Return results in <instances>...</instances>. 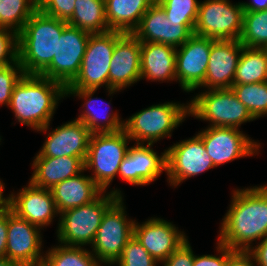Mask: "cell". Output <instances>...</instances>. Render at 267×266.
Listing matches in <instances>:
<instances>
[{"label": "cell", "instance_id": "1", "mask_svg": "<svg viewBox=\"0 0 267 266\" xmlns=\"http://www.w3.org/2000/svg\"><path fill=\"white\" fill-rule=\"evenodd\" d=\"M230 209L221 222L218 241L233 250H251L267 236V185L233 191Z\"/></svg>", "mask_w": 267, "mask_h": 266}, {"label": "cell", "instance_id": "2", "mask_svg": "<svg viewBox=\"0 0 267 266\" xmlns=\"http://www.w3.org/2000/svg\"><path fill=\"white\" fill-rule=\"evenodd\" d=\"M65 95L61 83L39 74H24L13 89L9 107L18 122L46 132L58 101Z\"/></svg>", "mask_w": 267, "mask_h": 266}, {"label": "cell", "instance_id": "3", "mask_svg": "<svg viewBox=\"0 0 267 266\" xmlns=\"http://www.w3.org/2000/svg\"><path fill=\"white\" fill-rule=\"evenodd\" d=\"M67 21L37 9L18 34V62L25 74H40L56 56L57 39Z\"/></svg>", "mask_w": 267, "mask_h": 266}, {"label": "cell", "instance_id": "4", "mask_svg": "<svg viewBox=\"0 0 267 266\" xmlns=\"http://www.w3.org/2000/svg\"><path fill=\"white\" fill-rule=\"evenodd\" d=\"M121 191L101 194L93 202L60 213L57 237L65 246L92 245L105 212L120 198Z\"/></svg>", "mask_w": 267, "mask_h": 266}, {"label": "cell", "instance_id": "5", "mask_svg": "<svg viewBox=\"0 0 267 266\" xmlns=\"http://www.w3.org/2000/svg\"><path fill=\"white\" fill-rule=\"evenodd\" d=\"M123 33L116 30L91 33L79 73L66 89H98L105 86L109 95L120 91L109 88V69L116 41Z\"/></svg>", "mask_w": 267, "mask_h": 266}, {"label": "cell", "instance_id": "6", "mask_svg": "<svg viewBox=\"0 0 267 266\" xmlns=\"http://www.w3.org/2000/svg\"><path fill=\"white\" fill-rule=\"evenodd\" d=\"M189 116L188 103L166 102L152 105L132 115L124 123V130L136 144H153L171 132ZM161 138V139H160Z\"/></svg>", "mask_w": 267, "mask_h": 266}, {"label": "cell", "instance_id": "7", "mask_svg": "<svg viewBox=\"0 0 267 266\" xmlns=\"http://www.w3.org/2000/svg\"><path fill=\"white\" fill-rule=\"evenodd\" d=\"M188 104L189 116L211 122V127L239 128L256 120L231 88L211 89L197 94Z\"/></svg>", "mask_w": 267, "mask_h": 266}, {"label": "cell", "instance_id": "8", "mask_svg": "<svg viewBox=\"0 0 267 266\" xmlns=\"http://www.w3.org/2000/svg\"><path fill=\"white\" fill-rule=\"evenodd\" d=\"M128 140L131 141L124 129L114 133H94L90 137L84 170H93L90 177L105 193L129 150Z\"/></svg>", "mask_w": 267, "mask_h": 266}, {"label": "cell", "instance_id": "9", "mask_svg": "<svg viewBox=\"0 0 267 266\" xmlns=\"http://www.w3.org/2000/svg\"><path fill=\"white\" fill-rule=\"evenodd\" d=\"M123 204V197H120L105 212L91 245V253L101 264H115L126 243L134 236L135 221L127 218Z\"/></svg>", "mask_w": 267, "mask_h": 266}, {"label": "cell", "instance_id": "10", "mask_svg": "<svg viewBox=\"0 0 267 266\" xmlns=\"http://www.w3.org/2000/svg\"><path fill=\"white\" fill-rule=\"evenodd\" d=\"M244 7L229 0L200 2L194 34L214 40H239L243 29Z\"/></svg>", "mask_w": 267, "mask_h": 266}, {"label": "cell", "instance_id": "11", "mask_svg": "<svg viewBox=\"0 0 267 266\" xmlns=\"http://www.w3.org/2000/svg\"><path fill=\"white\" fill-rule=\"evenodd\" d=\"M90 34L67 25L57 39L56 56L39 75L57 81L66 88L79 73Z\"/></svg>", "mask_w": 267, "mask_h": 266}, {"label": "cell", "instance_id": "12", "mask_svg": "<svg viewBox=\"0 0 267 266\" xmlns=\"http://www.w3.org/2000/svg\"><path fill=\"white\" fill-rule=\"evenodd\" d=\"M166 160L167 178L174 187L190 177L215 168L198 134L169 147L166 150Z\"/></svg>", "mask_w": 267, "mask_h": 266}, {"label": "cell", "instance_id": "13", "mask_svg": "<svg viewBox=\"0 0 267 266\" xmlns=\"http://www.w3.org/2000/svg\"><path fill=\"white\" fill-rule=\"evenodd\" d=\"M195 24L168 19L164 9L155 1L132 33L140 42L162 43L178 48L194 34Z\"/></svg>", "mask_w": 267, "mask_h": 266}, {"label": "cell", "instance_id": "14", "mask_svg": "<svg viewBox=\"0 0 267 266\" xmlns=\"http://www.w3.org/2000/svg\"><path fill=\"white\" fill-rule=\"evenodd\" d=\"M205 149L214 166L258 153L260 144L253 142L239 128L211 127L200 131ZM256 152V153H255Z\"/></svg>", "mask_w": 267, "mask_h": 266}, {"label": "cell", "instance_id": "15", "mask_svg": "<svg viewBox=\"0 0 267 266\" xmlns=\"http://www.w3.org/2000/svg\"><path fill=\"white\" fill-rule=\"evenodd\" d=\"M211 38L193 34L176 48V80L186 92H192L204 82L209 62Z\"/></svg>", "mask_w": 267, "mask_h": 266}, {"label": "cell", "instance_id": "16", "mask_svg": "<svg viewBox=\"0 0 267 266\" xmlns=\"http://www.w3.org/2000/svg\"><path fill=\"white\" fill-rule=\"evenodd\" d=\"M6 257L27 266H43L40 228L8 210Z\"/></svg>", "mask_w": 267, "mask_h": 266}, {"label": "cell", "instance_id": "17", "mask_svg": "<svg viewBox=\"0 0 267 266\" xmlns=\"http://www.w3.org/2000/svg\"><path fill=\"white\" fill-rule=\"evenodd\" d=\"M134 236L159 263H163L188 240L172 222L156 217L143 224L134 223Z\"/></svg>", "mask_w": 267, "mask_h": 266}, {"label": "cell", "instance_id": "18", "mask_svg": "<svg viewBox=\"0 0 267 266\" xmlns=\"http://www.w3.org/2000/svg\"><path fill=\"white\" fill-rule=\"evenodd\" d=\"M141 77V42L133 33H123L116 41L109 69V88L122 90Z\"/></svg>", "mask_w": 267, "mask_h": 266}, {"label": "cell", "instance_id": "19", "mask_svg": "<svg viewBox=\"0 0 267 266\" xmlns=\"http://www.w3.org/2000/svg\"><path fill=\"white\" fill-rule=\"evenodd\" d=\"M136 144L129 150L119 166V177L132 185H148L166 171V150L162 155L151 148L153 144Z\"/></svg>", "mask_w": 267, "mask_h": 266}, {"label": "cell", "instance_id": "20", "mask_svg": "<svg viewBox=\"0 0 267 266\" xmlns=\"http://www.w3.org/2000/svg\"><path fill=\"white\" fill-rule=\"evenodd\" d=\"M243 48L239 40L211 39L205 80L199 87L205 86L209 90L231 88Z\"/></svg>", "mask_w": 267, "mask_h": 266}, {"label": "cell", "instance_id": "21", "mask_svg": "<svg viewBox=\"0 0 267 266\" xmlns=\"http://www.w3.org/2000/svg\"><path fill=\"white\" fill-rule=\"evenodd\" d=\"M9 198V209L39 228L48 226L59 214L51 190L37 187L30 181L17 196L12 192Z\"/></svg>", "mask_w": 267, "mask_h": 266}, {"label": "cell", "instance_id": "22", "mask_svg": "<svg viewBox=\"0 0 267 266\" xmlns=\"http://www.w3.org/2000/svg\"><path fill=\"white\" fill-rule=\"evenodd\" d=\"M92 133L78 120L58 126L48 134L42 149L35 157H79L86 159L89 141Z\"/></svg>", "mask_w": 267, "mask_h": 266}, {"label": "cell", "instance_id": "23", "mask_svg": "<svg viewBox=\"0 0 267 266\" xmlns=\"http://www.w3.org/2000/svg\"><path fill=\"white\" fill-rule=\"evenodd\" d=\"M30 182L40 188L52 189L56 184L84 172V162L79 157H34Z\"/></svg>", "mask_w": 267, "mask_h": 266}, {"label": "cell", "instance_id": "24", "mask_svg": "<svg viewBox=\"0 0 267 266\" xmlns=\"http://www.w3.org/2000/svg\"><path fill=\"white\" fill-rule=\"evenodd\" d=\"M78 175L56 184L51 192L58 213L83 206L96 200L104 191L90 176Z\"/></svg>", "mask_w": 267, "mask_h": 266}, {"label": "cell", "instance_id": "25", "mask_svg": "<svg viewBox=\"0 0 267 266\" xmlns=\"http://www.w3.org/2000/svg\"><path fill=\"white\" fill-rule=\"evenodd\" d=\"M152 81L176 79V48L155 42H141V77Z\"/></svg>", "mask_w": 267, "mask_h": 266}, {"label": "cell", "instance_id": "26", "mask_svg": "<svg viewBox=\"0 0 267 266\" xmlns=\"http://www.w3.org/2000/svg\"><path fill=\"white\" fill-rule=\"evenodd\" d=\"M155 0H104L110 30L132 33Z\"/></svg>", "mask_w": 267, "mask_h": 266}, {"label": "cell", "instance_id": "27", "mask_svg": "<svg viewBox=\"0 0 267 266\" xmlns=\"http://www.w3.org/2000/svg\"><path fill=\"white\" fill-rule=\"evenodd\" d=\"M96 91L97 89H66V96L73 95L86 100L83 105V107L85 106L86 109L83 110L80 115H78L76 120L81 121L92 134L114 133L124 129L125 121L120 120L118 113L112 114L108 113V110H106L105 112L107 115H103L104 117L102 118V114L100 115V112H96L97 110L95 108L97 106L95 108L94 106L98 104L99 99H92V96ZM93 102L94 104H92ZM92 107L95 111L92 109Z\"/></svg>", "mask_w": 267, "mask_h": 266}, {"label": "cell", "instance_id": "28", "mask_svg": "<svg viewBox=\"0 0 267 266\" xmlns=\"http://www.w3.org/2000/svg\"><path fill=\"white\" fill-rule=\"evenodd\" d=\"M267 81V48L245 47L238 60L233 85Z\"/></svg>", "mask_w": 267, "mask_h": 266}, {"label": "cell", "instance_id": "29", "mask_svg": "<svg viewBox=\"0 0 267 266\" xmlns=\"http://www.w3.org/2000/svg\"><path fill=\"white\" fill-rule=\"evenodd\" d=\"M68 25L88 31L103 33L109 31L104 0H76Z\"/></svg>", "mask_w": 267, "mask_h": 266}, {"label": "cell", "instance_id": "30", "mask_svg": "<svg viewBox=\"0 0 267 266\" xmlns=\"http://www.w3.org/2000/svg\"><path fill=\"white\" fill-rule=\"evenodd\" d=\"M47 252L43 266H100L91 251L82 247L60 244Z\"/></svg>", "mask_w": 267, "mask_h": 266}, {"label": "cell", "instance_id": "31", "mask_svg": "<svg viewBox=\"0 0 267 266\" xmlns=\"http://www.w3.org/2000/svg\"><path fill=\"white\" fill-rule=\"evenodd\" d=\"M37 9L30 0H0V28L18 35Z\"/></svg>", "mask_w": 267, "mask_h": 266}, {"label": "cell", "instance_id": "32", "mask_svg": "<svg viewBox=\"0 0 267 266\" xmlns=\"http://www.w3.org/2000/svg\"><path fill=\"white\" fill-rule=\"evenodd\" d=\"M239 41L245 47L267 48V10L244 11Z\"/></svg>", "mask_w": 267, "mask_h": 266}, {"label": "cell", "instance_id": "33", "mask_svg": "<svg viewBox=\"0 0 267 266\" xmlns=\"http://www.w3.org/2000/svg\"><path fill=\"white\" fill-rule=\"evenodd\" d=\"M231 89L255 119L267 115V81L232 85Z\"/></svg>", "mask_w": 267, "mask_h": 266}, {"label": "cell", "instance_id": "34", "mask_svg": "<svg viewBox=\"0 0 267 266\" xmlns=\"http://www.w3.org/2000/svg\"><path fill=\"white\" fill-rule=\"evenodd\" d=\"M168 19L180 23H196L200 2L197 0H155Z\"/></svg>", "mask_w": 267, "mask_h": 266}, {"label": "cell", "instance_id": "35", "mask_svg": "<svg viewBox=\"0 0 267 266\" xmlns=\"http://www.w3.org/2000/svg\"><path fill=\"white\" fill-rule=\"evenodd\" d=\"M119 266H156L157 261L148 253L133 236L124 246L120 257L116 260Z\"/></svg>", "mask_w": 267, "mask_h": 266}, {"label": "cell", "instance_id": "36", "mask_svg": "<svg viewBox=\"0 0 267 266\" xmlns=\"http://www.w3.org/2000/svg\"><path fill=\"white\" fill-rule=\"evenodd\" d=\"M24 74L19 62L0 67V106L9 107L13 89Z\"/></svg>", "mask_w": 267, "mask_h": 266}, {"label": "cell", "instance_id": "37", "mask_svg": "<svg viewBox=\"0 0 267 266\" xmlns=\"http://www.w3.org/2000/svg\"><path fill=\"white\" fill-rule=\"evenodd\" d=\"M18 62V35L0 28V67Z\"/></svg>", "mask_w": 267, "mask_h": 266}, {"label": "cell", "instance_id": "38", "mask_svg": "<svg viewBox=\"0 0 267 266\" xmlns=\"http://www.w3.org/2000/svg\"><path fill=\"white\" fill-rule=\"evenodd\" d=\"M76 0H44L38 9L51 17L68 21L75 8Z\"/></svg>", "mask_w": 267, "mask_h": 266}, {"label": "cell", "instance_id": "39", "mask_svg": "<svg viewBox=\"0 0 267 266\" xmlns=\"http://www.w3.org/2000/svg\"><path fill=\"white\" fill-rule=\"evenodd\" d=\"M189 241L184 242L164 262V266H193L194 254Z\"/></svg>", "mask_w": 267, "mask_h": 266}, {"label": "cell", "instance_id": "40", "mask_svg": "<svg viewBox=\"0 0 267 266\" xmlns=\"http://www.w3.org/2000/svg\"><path fill=\"white\" fill-rule=\"evenodd\" d=\"M217 252L219 256L215 255H194L193 266H226L228 259V246L223 245L217 241Z\"/></svg>", "mask_w": 267, "mask_h": 266}, {"label": "cell", "instance_id": "41", "mask_svg": "<svg viewBox=\"0 0 267 266\" xmlns=\"http://www.w3.org/2000/svg\"><path fill=\"white\" fill-rule=\"evenodd\" d=\"M255 259L250 251L233 250L228 247L226 266H255Z\"/></svg>", "mask_w": 267, "mask_h": 266}, {"label": "cell", "instance_id": "42", "mask_svg": "<svg viewBox=\"0 0 267 266\" xmlns=\"http://www.w3.org/2000/svg\"><path fill=\"white\" fill-rule=\"evenodd\" d=\"M250 252L253 254L256 266H267V236L255 248L252 246Z\"/></svg>", "mask_w": 267, "mask_h": 266}, {"label": "cell", "instance_id": "43", "mask_svg": "<svg viewBox=\"0 0 267 266\" xmlns=\"http://www.w3.org/2000/svg\"><path fill=\"white\" fill-rule=\"evenodd\" d=\"M8 211L0 214V258L6 257Z\"/></svg>", "mask_w": 267, "mask_h": 266}, {"label": "cell", "instance_id": "44", "mask_svg": "<svg viewBox=\"0 0 267 266\" xmlns=\"http://www.w3.org/2000/svg\"><path fill=\"white\" fill-rule=\"evenodd\" d=\"M244 7V11H260L267 10V0H252L250 3L240 2Z\"/></svg>", "mask_w": 267, "mask_h": 266}, {"label": "cell", "instance_id": "45", "mask_svg": "<svg viewBox=\"0 0 267 266\" xmlns=\"http://www.w3.org/2000/svg\"><path fill=\"white\" fill-rule=\"evenodd\" d=\"M3 192H4V184L0 180V214H3L9 210V203H10V198L3 197Z\"/></svg>", "mask_w": 267, "mask_h": 266}, {"label": "cell", "instance_id": "46", "mask_svg": "<svg viewBox=\"0 0 267 266\" xmlns=\"http://www.w3.org/2000/svg\"><path fill=\"white\" fill-rule=\"evenodd\" d=\"M0 266H27V265L10 260L7 257H2L0 258Z\"/></svg>", "mask_w": 267, "mask_h": 266}, {"label": "cell", "instance_id": "47", "mask_svg": "<svg viewBox=\"0 0 267 266\" xmlns=\"http://www.w3.org/2000/svg\"><path fill=\"white\" fill-rule=\"evenodd\" d=\"M30 1L38 8L44 0H30Z\"/></svg>", "mask_w": 267, "mask_h": 266}]
</instances>
